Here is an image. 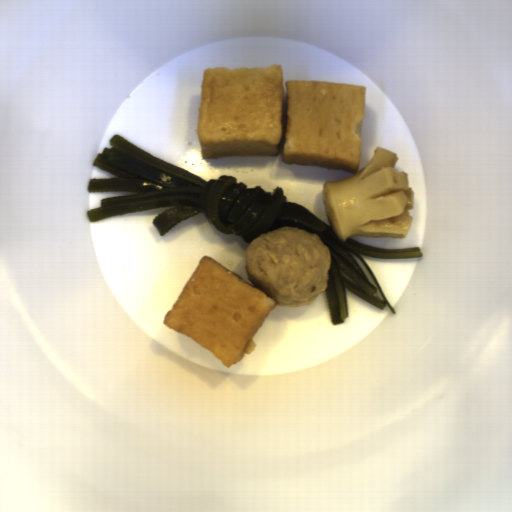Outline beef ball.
Here are the masks:
<instances>
[{
  "label": "beef ball",
  "instance_id": "c3f7d807",
  "mask_svg": "<svg viewBox=\"0 0 512 512\" xmlns=\"http://www.w3.org/2000/svg\"><path fill=\"white\" fill-rule=\"evenodd\" d=\"M246 276L277 306H309L327 290L331 249L320 235L295 226L262 232L245 248Z\"/></svg>",
  "mask_w": 512,
  "mask_h": 512
}]
</instances>
